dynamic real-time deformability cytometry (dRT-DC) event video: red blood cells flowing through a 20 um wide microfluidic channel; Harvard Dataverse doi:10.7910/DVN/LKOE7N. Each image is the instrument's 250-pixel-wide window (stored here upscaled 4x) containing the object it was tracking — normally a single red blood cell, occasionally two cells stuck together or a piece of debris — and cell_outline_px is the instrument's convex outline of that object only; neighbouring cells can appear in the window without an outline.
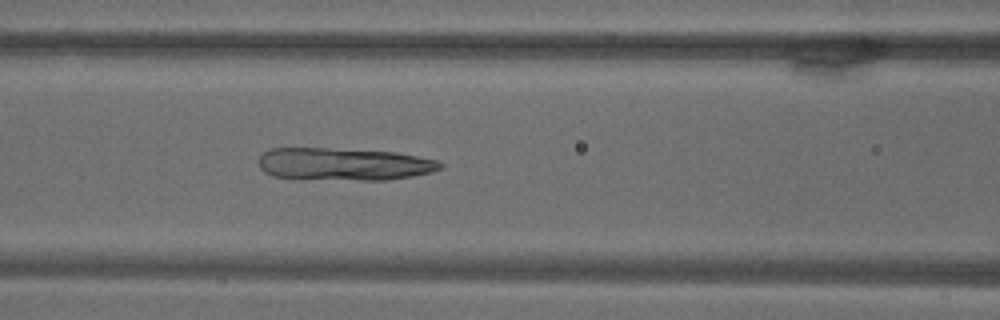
{"species": "common noctule bat (a hibernating species)", "species_latin": "Nyctalus noctula", "temperature_condition": "warm", "stored_images_in_passage": 69, "camera_frame_rate_fps": 3000, "um_per_image_px": 0.085, "animal": {"sex": "male", "body_mass_g": 18.8}, "frame": {"image": 1, "passage_image": 30, "time_ms": 9.667, "image_size_px": [1000, 320], "cell_outline_px": [[444, 164], [440, 168], [432, 172], [412, 176], [388, 180], [360, 180], [272, 176], [264, 172], [260, 168], [256, 160], [264, 152], [272, 148], [328, 148], [396, 152], [436, 160]], "centroid_in_image_um": [29.22, 13.94], "position_along_channel_um": 137.4, "area_um2": 34.22}}
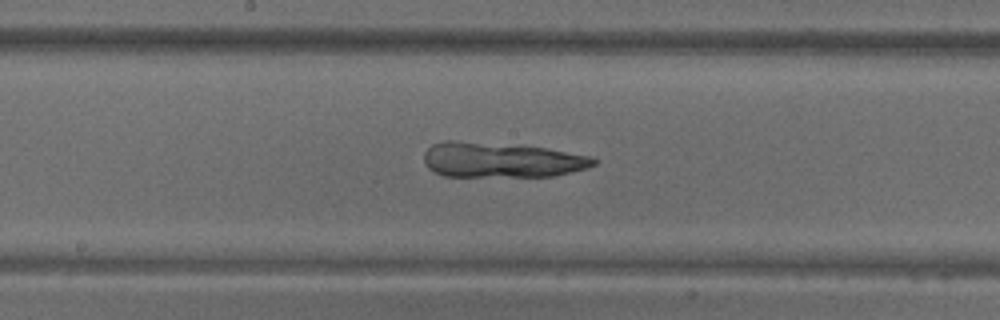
{"frame": {"image": 2, "passage_image": 37, "time_ms": 12.0, "image_size_px": [1000, 320], "cell_outline_px": [[596, 164], [588, 168], [556, 176], [444, 176], [428, 168], [424, 164], [424, 152], [432, 144], [444, 140], [456, 140], [544, 148], [592, 156], [596, 160]], "centroid_in_image_um": [42.6, 13.6], "position_along_channel_um": 205.6, "area_um2": 34.62}}
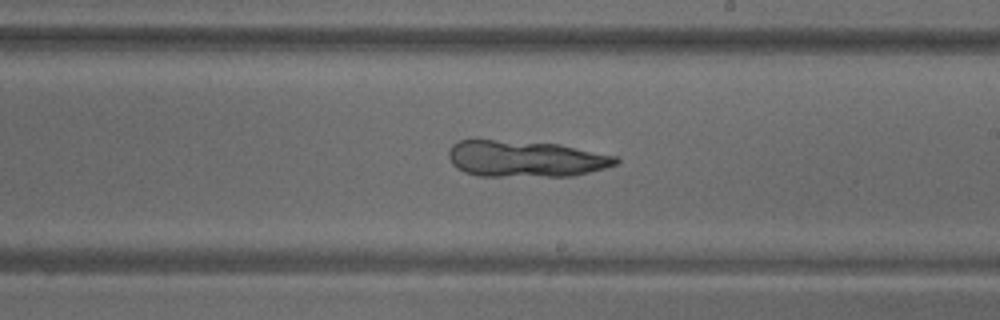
{"frame": {"image": 3, "passage_image": 41, "time_ms": 13.333, "image_size_px": [1000, 320], "cell_outline_px": [[620, 160], [616, 164], [604, 168], [572, 176], [480, 176], [464, 172], [456, 168], [452, 164], [448, 156], [448, 152], [452, 144], [460, 140], [492, 140], [560, 144], [616, 156]], "centroid_in_image_um": [44.64, 13.5], "position_along_channel_um": 244.4, "area_um2": 35.32}}